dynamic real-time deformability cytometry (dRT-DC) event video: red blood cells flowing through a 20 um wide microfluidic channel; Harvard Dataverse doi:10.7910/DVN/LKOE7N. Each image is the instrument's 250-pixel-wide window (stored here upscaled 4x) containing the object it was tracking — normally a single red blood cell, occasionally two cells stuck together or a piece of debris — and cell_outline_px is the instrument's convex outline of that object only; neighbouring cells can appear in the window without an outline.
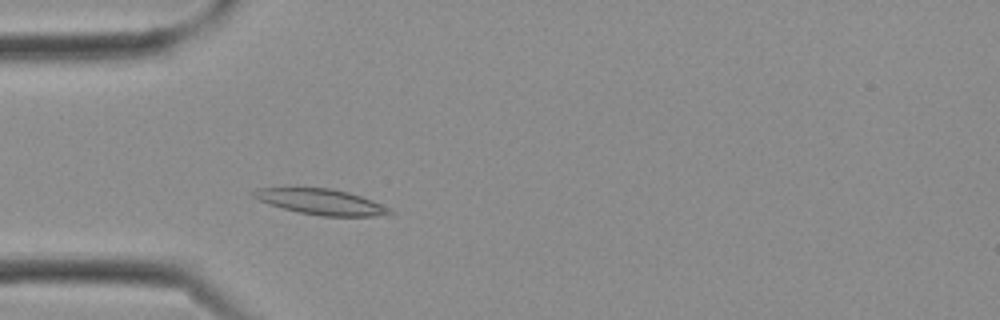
{"species": "Egyptian fruit bat (a non-hibernating species)", "species_latin": "Rousettus aegyptiacus", "temperature_condition": "cold", "stored_images_in_passage": 8, "camera_frame_rate_fps": 3000, "um_per_image_px": 0.085, "frame": {"image": 1, "passage_image": 6, "time_ms": 1.667, "image_size_px": [1000, 320], "cell_outline_px": [[396, 212], [388, 216], [320, 216], [300, 212], [268, 204], [256, 200], [248, 192], [256, 188], [332, 188], [348, 192], [372, 200], [392, 208]], "centroid_in_image_um": [27.32, 17.16], "position_along_channel_um": 57.7, "area_um2": 20.63}}
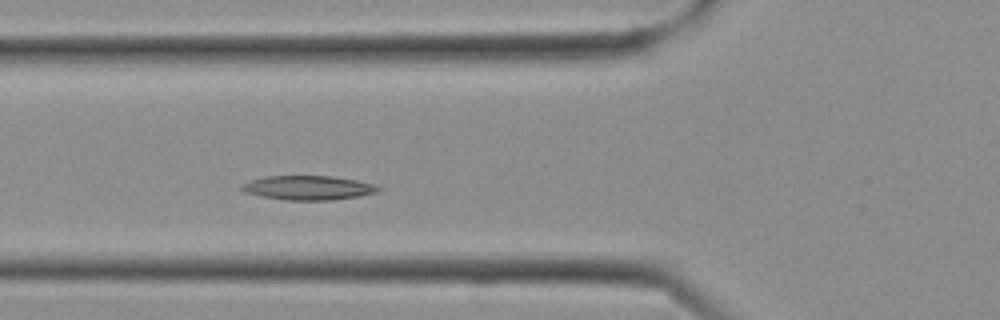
{"frame": {"image": 2, "passage_image": 8, "time_ms": 2.333, "image_size_px": [1000, 320], "cell_outline_px": [[384, 188], [376, 192], [356, 196], [332, 200], [284, 200], [244, 192], [240, 188], [240, 184], [248, 180], [264, 176], [332, 176], [356, 180], [376, 184]], "centroid_in_image_um": [26.17, 15.95], "position_along_channel_um": 99.6, "area_um2": 19.36}}